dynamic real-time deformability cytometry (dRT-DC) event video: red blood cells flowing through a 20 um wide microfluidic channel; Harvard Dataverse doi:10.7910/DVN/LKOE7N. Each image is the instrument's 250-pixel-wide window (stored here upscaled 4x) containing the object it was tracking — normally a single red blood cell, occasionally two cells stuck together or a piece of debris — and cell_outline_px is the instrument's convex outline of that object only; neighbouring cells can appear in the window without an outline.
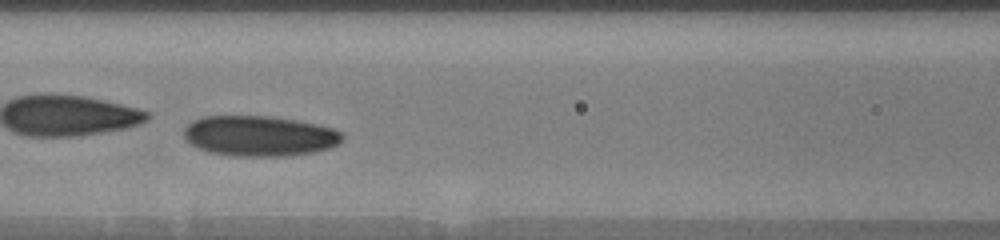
{"species": "human", "species_latin": "Homo sapiens", "temperature_condition": "warm", "stored_images_in_passage": 42, "camera_frame_rate_fps": 3000, "um_per_image_px": 0.085, "donor": {"sex": "male"}, "frame": {"image": 1, "passage_image": 13, "time_ms": 4.0, "image_size_px": [1000, 240], "cell_outline_px": [[344, 140], [340, 144], [332, 148], [316, 152], [288, 156], [236, 156], [208, 152], [192, 144], [184, 136], [184, 128], [192, 120], [204, 116], [272, 116], [296, 120], [316, 124], [332, 128], [344, 132]], "centroid_in_image_um": [22.12, 11.56], "position_along_channel_um": 144.5, "area_um2": 37.69}, "authors_computed_cell_mechanics": {"area_um2": 36.414, "velocity_mm_per_s": 3.6577, "shape_relaxation_time_tau1_ms": 0.9876, "shape_relaxation_time_tau2_ms": null, "deformation_change_tau1": 0.2246, "deformation_change_tau2": null}}